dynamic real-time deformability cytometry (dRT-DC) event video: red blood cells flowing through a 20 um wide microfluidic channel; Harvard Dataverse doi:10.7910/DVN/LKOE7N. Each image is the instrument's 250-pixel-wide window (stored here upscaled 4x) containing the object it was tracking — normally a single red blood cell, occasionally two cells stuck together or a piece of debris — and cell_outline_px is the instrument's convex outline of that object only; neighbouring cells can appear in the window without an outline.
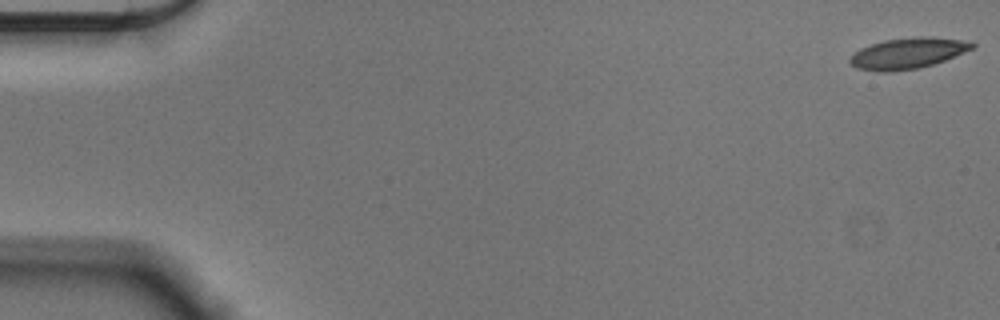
{"species": "Egyptian fruit bat (a non-hibernating species)", "species_latin": "Rousettus aegyptiacus", "temperature_condition": "cold", "stored_images_in_passage": 56, "camera_frame_rate_fps": 3000, "um_per_image_px": 0.085, "animal": {"sex": "male"}, "frame": {"image": 1, "passage_image": 1, "time_ms": 0.0, "image_size_px": [1000, 320], "cell_outline_px": [[976, 48], [944, 60], [920, 68], [888, 72], [880, 72], [856, 68], [848, 60], [860, 48], [884, 40], [912, 36], [932, 36], [960, 40], [976, 44]], "centroid_in_image_um": [77.17, 4.52], "position_along_channel_um": 7.8, "area_um2": 22.02}}
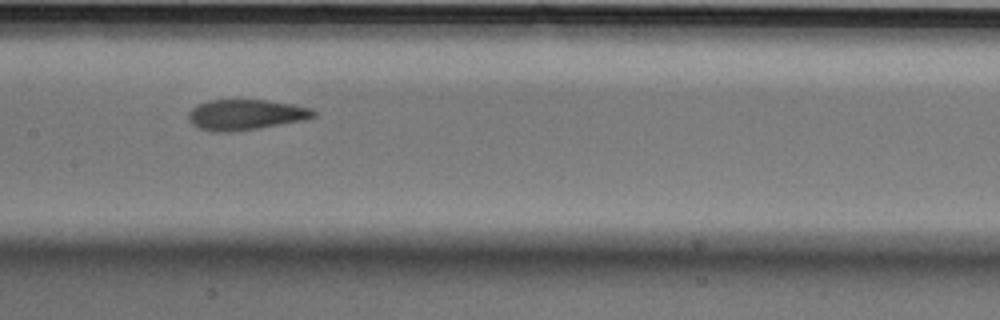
{"frame": {"image": 2, "passage_image": 28, "time_ms": 9.0, "image_size_px": [1000, 320], "cell_outline_px": [[316, 116], [304, 120], [256, 128], [228, 132], [224, 132], [196, 128], [188, 120], [188, 112], [192, 108], [208, 100], [268, 100], [292, 104], [312, 108], [316, 112]], "centroid_in_image_um": [20.88, 9.74], "position_along_channel_um": 186.5, "area_um2": 22.08}}
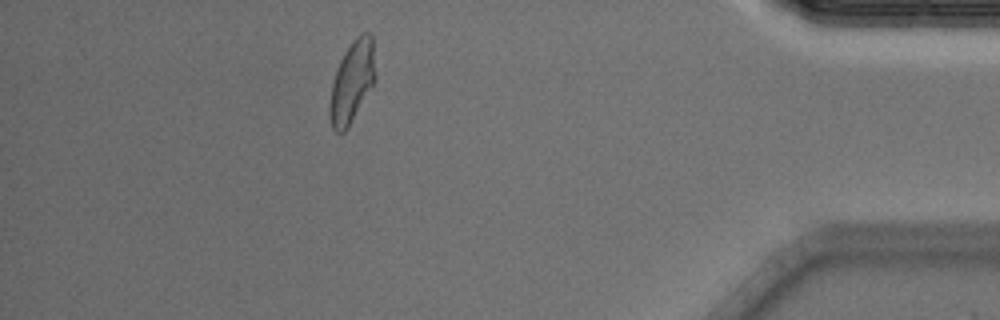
{"frame": {"image": 3, "passage_image": 50, "time_ms": 16.333, "image_size_px": [1000, 320], "cell_outline_px": [[376, 80], [348, 128], [344, 132], [336, 132], [332, 128], [328, 116], [328, 108], [332, 84], [340, 60], [344, 52], [352, 40], [360, 32], [368, 32], [372, 36], [376, 76]], "centroid_in_image_um": [29.92, 6.96], "position_along_channel_um": 405.3, "area_um2": 21.96}, "authors_computed_cell_mechanics": {"area_um2": 22.0218, "velocity_mm_per_s": 3.5825, "shape_relaxation_time_tau1_ms": null, "shape_relaxation_time_tau2_ms": 1.8752, "deformation_change_tau1": null, "deformation_change_tau2": 0.0863}}